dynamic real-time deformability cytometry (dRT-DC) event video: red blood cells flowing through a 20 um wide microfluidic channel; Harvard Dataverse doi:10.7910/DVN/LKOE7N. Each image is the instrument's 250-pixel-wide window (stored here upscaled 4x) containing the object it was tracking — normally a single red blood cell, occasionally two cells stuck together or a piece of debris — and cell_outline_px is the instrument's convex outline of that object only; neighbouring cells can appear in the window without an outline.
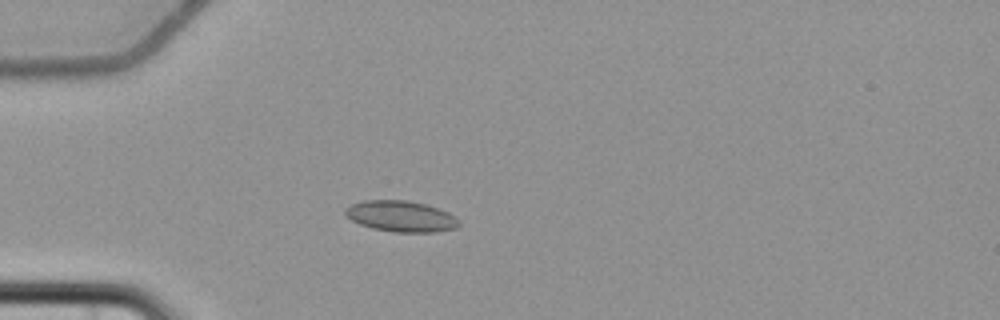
{"species": "common noctule bat (a hibernating species)", "species_latin": "Nyctalus noctula", "temperature_condition": "cold", "stored_images_in_passage": 7, "camera_frame_rate_fps": 3000, "um_per_image_px": 0.085, "animal": {"sex": "female", "body_mass_g": 22.7, "forearm_length_mm": 54.2}, "frame": {"image": 1, "passage_image": 5, "time_ms": 4.667, "image_size_px": [1000, 320], "cell_outline_px": [[460, 224], [456, 228], [436, 232], [392, 232], [372, 228], [360, 224], [352, 220], [344, 212], [344, 208], [352, 204], [364, 200], [408, 200], [424, 204], [448, 212], [460, 220]], "centroid_in_image_um": [34.09, 18.39], "position_along_channel_um": 50.9, "area_um2": 20.52}}
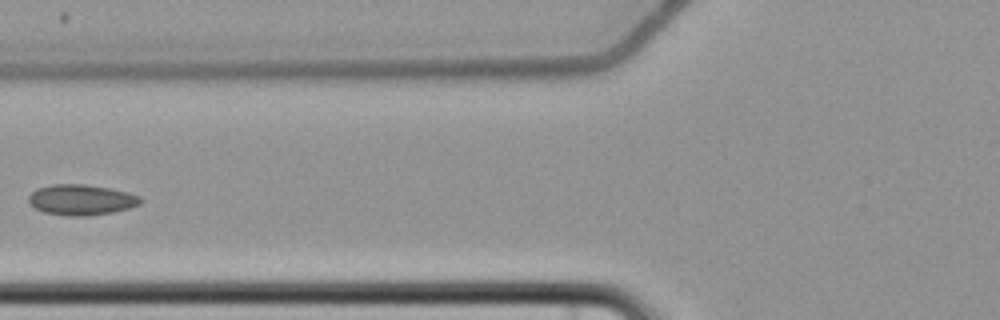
{"frame": {"image": 2, "passage_image": 7, "time_ms": 7.0, "image_size_px": [1000, 320], "cell_outline_px": [[140, 204], [128, 208], [112, 212], [88, 216], [72, 216], [44, 212], [36, 208], [28, 200], [28, 196], [36, 188], [52, 184], [84, 184], [108, 188], [128, 192], [140, 196]], "centroid_in_image_um": [6.89, 16.97], "position_along_channel_um": 118.9, "area_um2": 19.77}}